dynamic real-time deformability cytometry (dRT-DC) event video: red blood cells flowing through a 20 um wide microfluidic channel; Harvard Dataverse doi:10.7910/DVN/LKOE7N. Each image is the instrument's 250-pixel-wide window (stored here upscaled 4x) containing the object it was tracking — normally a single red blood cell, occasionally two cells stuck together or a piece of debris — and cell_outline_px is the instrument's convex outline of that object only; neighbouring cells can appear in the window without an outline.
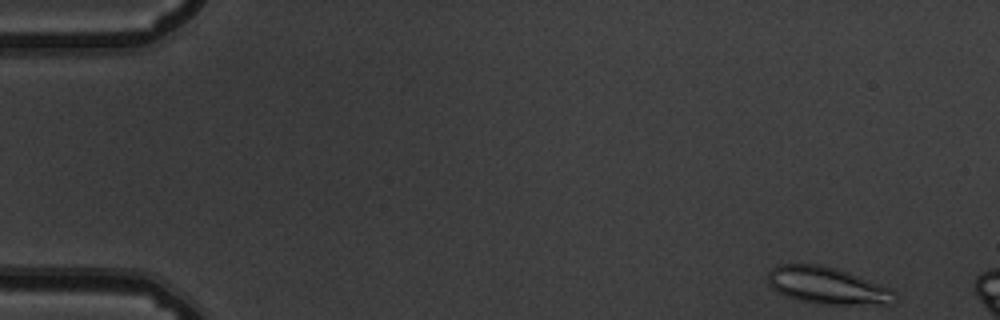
{"species": "common noctule bat (a hibernating species)", "species_latin": "Nyctalus noctula", "temperature_condition": "warm", "stored_images_in_passage": 7, "camera_frame_rate_fps": 3000, "um_per_image_px": 0.085, "animal": {"sex": "male", "body_mass_g": 19.5, "forearm_length_mm": 54.6}, "frame": {"image": 1, "passage_image": 1, "time_ms": 0.0, "image_size_px": [1000, 320], "cell_outline_px": [[900, 300], [892, 304], [816, 304], [784, 296], [776, 292], [768, 284], [768, 272], [772, 268], [780, 264], [820, 264], [836, 268], [888, 288]], "centroid_in_image_um": [70.27, 24.28], "position_along_channel_um": 14.7, "area_um2": 27.22}}